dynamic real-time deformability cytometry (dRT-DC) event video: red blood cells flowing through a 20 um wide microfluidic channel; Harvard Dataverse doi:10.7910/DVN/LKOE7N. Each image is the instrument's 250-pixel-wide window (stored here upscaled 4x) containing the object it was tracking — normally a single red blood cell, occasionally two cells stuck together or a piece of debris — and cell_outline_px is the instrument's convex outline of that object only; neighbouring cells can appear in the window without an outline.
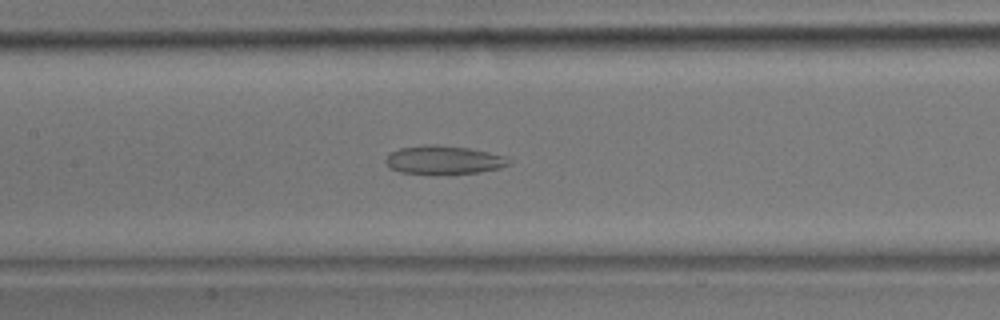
{"species": "common noctule bat (a hibernating species)", "species_latin": "Nyctalus noctula", "temperature_condition": "room temperature", "stored_images_in_passage": 36, "camera_frame_rate_fps": 3000, "um_per_image_px": 0.085, "animal": {"sex": "male", "body_mass_g": 17.9}, "frame": {"image": 1, "passage_image": 15, "time_ms": 4.667, "image_size_px": [1000, 320], "cell_outline_px": [[512, 164], [500, 168], [476, 172], [400, 172], [392, 168], [384, 160], [392, 152], [400, 148], [424, 144], [436, 144], [468, 148], [488, 152], [504, 156], [512, 160]], "centroid_in_image_um": [37.76, 13.55], "position_along_channel_um": 169.6, "area_um2": 19.77}}
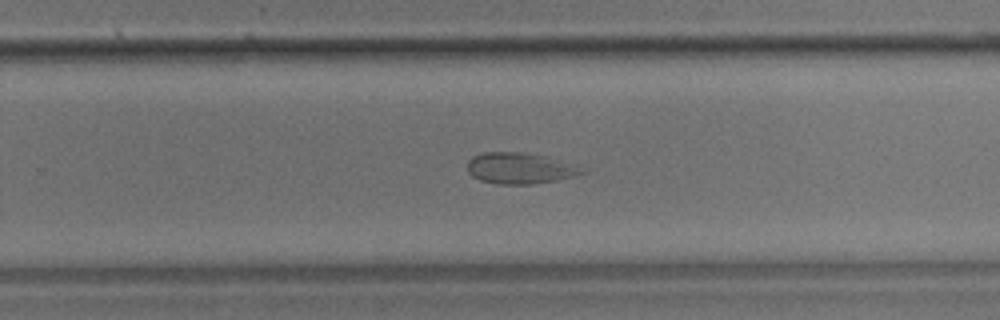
{"frame": {"image": 2, "passage_image": 22, "time_ms": 7.0, "image_size_px": [1000, 320], "cell_outline_px": [[588, 172], [556, 180], [532, 184], [496, 184], [480, 180], [472, 176], [468, 172], [468, 160], [472, 156], [484, 152], [520, 152], [548, 156]], "centroid_in_image_um": [44.1, 14.3], "position_along_channel_um": 285.7, "area_um2": 20.46}}
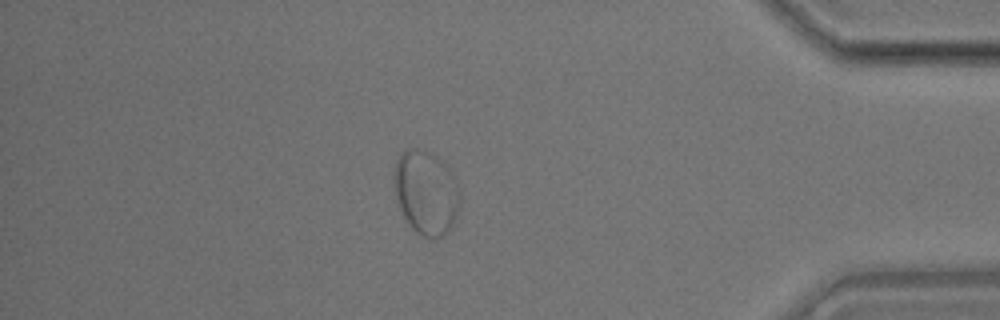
{"frame": {"image": 3, "passage_image": 31, "time_ms": 10.0, "image_size_px": [1000, 320], "cell_outline_px": [[460, 208], [448, 232], [436, 240], [432, 240], [420, 236], [408, 224], [400, 208], [396, 196], [396, 160], [400, 152], [408, 148], [416, 148], [432, 152], [448, 168], [460, 192]], "centroid_in_image_um": [36.23, 16.4], "position_along_channel_um": 399.0, "area_um2": 32.19}}